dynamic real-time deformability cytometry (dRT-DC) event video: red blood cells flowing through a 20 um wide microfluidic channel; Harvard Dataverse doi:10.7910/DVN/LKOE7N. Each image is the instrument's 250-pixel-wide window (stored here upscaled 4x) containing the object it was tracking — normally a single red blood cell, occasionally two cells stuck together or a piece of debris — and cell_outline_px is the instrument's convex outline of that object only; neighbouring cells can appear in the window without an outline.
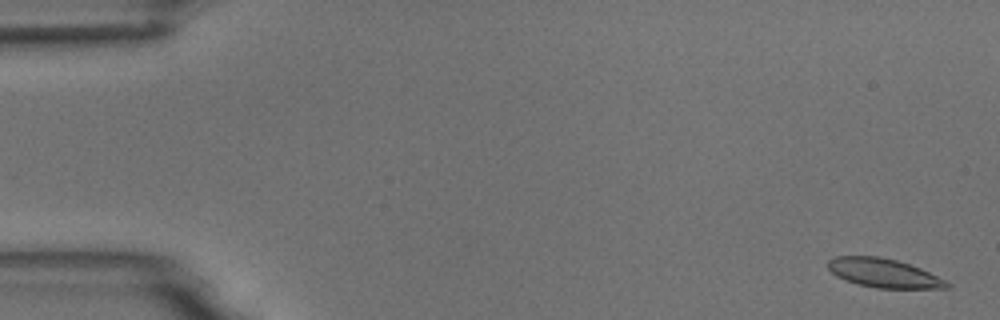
{"species": "common noctule bat (a hibernating species)", "species_latin": "Nyctalus noctula", "temperature_condition": "room temperature", "stored_images_in_passage": 5, "camera_frame_rate_fps": 3000, "um_per_image_px": 0.085, "animal": {"sex": "male", "body_mass_g": 18.8}, "frame": {"image": 1, "passage_image": 1, "time_ms": 0.0, "image_size_px": [1000, 320], "cell_outline_px": [[952, 288], [876, 288], [856, 284], [844, 280], [836, 276], [828, 268], [828, 260], [836, 256], [880, 256], [896, 260], [920, 268], [952, 284]], "centroid_in_image_um": [75.09, 23.21], "position_along_channel_um": 9.9, "area_um2": 20.0}}
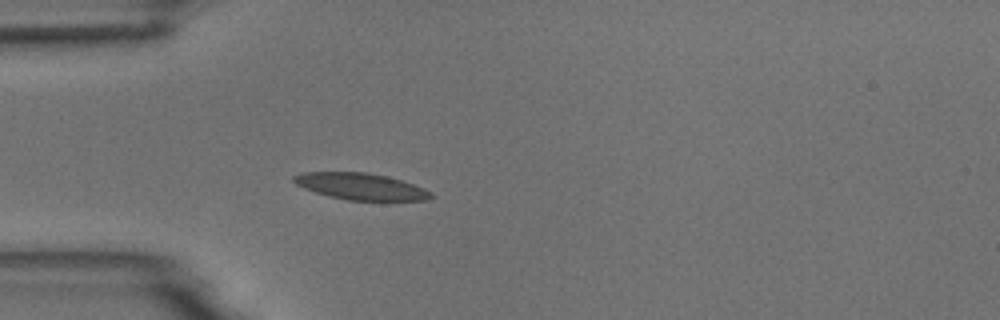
{"frame": {"image": 2, "passage_image": 5, "time_ms": 4.667, "image_size_px": [1000, 320], "cell_outline_px": [[436, 196], [428, 200], [348, 200], [328, 196], [304, 188], [296, 184], [292, 180], [292, 176], [300, 172], [364, 172], [388, 176], [424, 188], [432, 192]], "centroid_in_image_um": [30.66, 15.84], "position_along_channel_um": 54.3, "area_um2": 21.27}}